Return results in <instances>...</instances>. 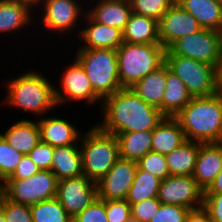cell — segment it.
<instances>
[{"mask_svg":"<svg viewBox=\"0 0 222 222\" xmlns=\"http://www.w3.org/2000/svg\"><path fill=\"white\" fill-rule=\"evenodd\" d=\"M32 10V6L22 1L0 0V33L24 28L32 19Z\"/></svg>","mask_w":222,"mask_h":222,"instance_id":"obj_28","label":"cell"},{"mask_svg":"<svg viewBox=\"0 0 222 222\" xmlns=\"http://www.w3.org/2000/svg\"><path fill=\"white\" fill-rule=\"evenodd\" d=\"M51 171L58 181L83 175L79 144L54 147Z\"/></svg>","mask_w":222,"mask_h":222,"instance_id":"obj_23","label":"cell"},{"mask_svg":"<svg viewBox=\"0 0 222 222\" xmlns=\"http://www.w3.org/2000/svg\"><path fill=\"white\" fill-rule=\"evenodd\" d=\"M72 222H108L105 200L97 197L84 211L76 215Z\"/></svg>","mask_w":222,"mask_h":222,"instance_id":"obj_39","label":"cell"},{"mask_svg":"<svg viewBox=\"0 0 222 222\" xmlns=\"http://www.w3.org/2000/svg\"><path fill=\"white\" fill-rule=\"evenodd\" d=\"M86 16L88 19L89 27L81 29L78 35L84 45H80V48L87 49H115L123 43V33L118 28L107 26L102 23L94 21L89 15Z\"/></svg>","mask_w":222,"mask_h":222,"instance_id":"obj_17","label":"cell"},{"mask_svg":"<svg viewBox=\"0 0 222 222\" xmlns=\"http://www.w3.org/2000/svg\"><path fill=\"white\" fill-rule=\"evenodd\" d=\"M78 0H40L39 6L41 5L43 12L44 28L47 30H54L66 33L69 30L74 29L77 26L78 19L82 16L84 8L79 4ZM43 3V5H42ZM82 11V12H81ZM81 14V15H80Z\"/></svg>","mask_w":222,"mask_h":222,"instance_id":"obj_15","label":"cell"},{"mask_svg":"<svg viewBox=\"0 0 222 222\" xmlns=\"http://www.w3.org/2000/svg\"><path fill=\"white\" fill-rule=\"evenodd\" d=\"M137 162L119 158L114 166L96 183L101 200H125L133 184Z\"/></svg>","mask_w":222,"mask_h":222,"instance_id":"obj_12","label":"cell"},{"mask_svg":"<svg viewBox=\"0 0 222 222\" xmlns=\"http://www.w3.org/2000/svg\"><path fill=\"white\" fill-rule=\"evenodd\" d=\"M58 180L51 170H39L28 179H7V198L21 204L34 205L56 198Z\"/></svg>","mask_w":222,"mask_h":222,"instance_id":"obj_9","label":"cell"},{"mask_svg":"<svg viewBox=\"0 0 222 222\" xmlns=\"http://www.w3.org/2000/svg\"><path fill=\"white\" fill-rule=\"evenodd\" d=\"M165 64L192 97L211 96L220 91L219 71L212 65L178 55H165Z\"/></svg>","mask_w":222,"mask_h":222,"instance_id":"obj_7","label":"cell"},{"mask_svg":"<svg viewBox=\"0 0 222 222\" xmlns=\"http://www.w3.org/2000/svg\"><path fill=\"white\" fill-rule=\"evenodd\" d=\"M116 51L122 88H131L165 63L166 49L161 44H133L123 41Z\"/></svg>","mask_w":222,"mask_h":222,"instance_id":"obj_4","label":"cell"},{"mask_svg":"<svg viewBox=\"0 0 222 222\" xmlns=\"http://www.w3.org/2000/svg\"><path fill=\"white\" fill-rule=\"evenodd\" d=\"M80 138L83 175L97 183L120 158L117 137L94 125Z\"/></svg>","mask_w":222,"mask_h":222,"instance_id":"obj_5","label":"cell"},{"mask_svg":"<svg viewBox=\"0 0 222 222\" xmlns=\"http://www.w3.org/2000/svg\"><path fill=\"white\" fill-rule=\"evenodd\" d=\"M176 0H130L132 12L159 21Z\"/></svg>","mask_w":222,"mask_h":222,"instance_id":"obj_33","label":"cell"},{"mask_svg":"<svg viewBox=\"0 0 222 222\" xmlns=\"http://www.w3.org/2000/svg\"><path fill=\"white\" fill-rule=\"evenodd\" d=\"M53 152V146L40 141L27 156L40 170H51Z\"/></svg>","mask_w":222,"mask_h":222,"instance_id":"obj_40","label":"cell"},{"mask_svg":"<svg viewBox=\"0 0 222 222\" xmlns=\"http://www.w3.org/2000/svg\"><path fill=\"white\" fill-rule=\"evenodd\" d=\"M123 41L133 44H160L158 21L133 13L126 23Z\"/></svg>","mask_w":222,"mask_h":222,"instance_id":"obj_22","label":"cell"},{"mask_svg":"<svg viewBox=\"0 0 222 222\" xmlns=\"http://www.w3.org/2000/svg\"><path fill=\"white\" fill-rule=\"evenodd\" d=\"M203 29L222 32V7L217 0H176Z\"/></svg>","mask_w":222,"mask_h":222,"instance_id":"obj_24","label":"cell"},{"mask_svg":"<svg viewBox=\"0 0 222 222\" xmlns=\"http://www.w3.org/2000/svg\"><path fill=\"white\" fill-rule=\"evenodd\" d=\"M219 90L222 91V65L219 70Z\"/></svg>","mask_w":222,"mask_h":222,"instance_id":"obj_47","label":"cell"},{"mask_svg":"<svg viewBox=\"0 0 222 222\" xmlns=\"http://www.w3.org/2000/svg\"><path fill=\"white\" fill-rule=\"evenodd\" d=\"M160 182V179L138 167L126 200L131 205L146 199L158 197Z\"/></svg>","mask_w":222,"mask_h":222,"instance_id":"obj_30","label":"cell"},{"mask_svg":"<svg viewBox=\"0 0 222 222\" xmlns=\"http://www.w3.org/2000/svg\"><path fill=\"white\" fill-rule=\"evenodd\" d=\"M185 84L171 72L166 65V85L162 98V113L168 117L176 116L191 100Z\"/></svg>","mask_w":222,"mask_h":222,"instance_id":"obj_25","label":"cell"},{"mask_svg":"<svg viewBox=\"0 0 222 222\" xmlns=\"http://www.w3.org/2000/svg\"><path fill=\"white\" fill-rule=\"evenodd\" d=\"M184 131L175 117L165 118L152 131V151L163 155L186 142Z\"/></svg>","mask_w":222,"mask_h":222,"instance_id":"obj_20","label":"cell"},{"mask_svg":"<svg viewBox=\"0 0 222 222\" xmlns=\"http://www.w3.org/2000/svg\"><path fill=\"white\" fill-rule=\"evenodd\" d=\"M108 222H132L131 205L125 200H105Z\"/></svg>","mask_w":222,"mask_h":222,"instance_id":"obj_37","label":"cell"},{"mask_svg":"<svg viewBox=\"0 0 222 222\" xmlns=\"http://www.w3.org/2000/svg\"><path fill=\"white\" fill-rule=\"evenodd\" d=\"M101 130L114 135L128 132L153 131L165 118L157 107L146 103L132 88H121L102 103Z\"/></svg>","mask_w":222,"mask_h":222,"instance_id":"obj_1","label":"cell"},{"mask_svg":"<svg viewBox=\"0 0 222 222\" xmlns=\"http://www.w3.org/2000/svg\"><path fill=\"white\" fill-rule=\"evenodd\" d=\"M23 156L9 145L0 133V179L7 180L11 177Z\"/></svg>","mask_w":222,"mask_h":222,"instance_id":"obj_32","label":"cell"},{"mask_svg":"<svg viewBox=\"0 0 222 222\" xmlns=\"http://www.w3.org/2000/svg\"><path fill=\"white\" fill-rule=\"evenodd\" d=\"M161 204L157 197L131 204L132 222H150Z\"/></svg>","mask_w":222,"mask_h":222,"instance_id":"obj_35","label":"cell"},{"mask_svg":"<svg viewBox=\"0 0 222 222\" xmlns=\"http://www.w3.org/2000/svg\"><path fill=\"white\" fill-rule=\"evenodd\" d=\"M165 55L192 58L214 66L218 71L222 65V32L201 29L176 40Z\"/></svg>","mask_w":222,"mask_h":222,"instance_id":"obj_8","label":"cell"},{"mask_svg":"<svg viewBox=\"0 0 222 222\" xmlns=\"http://www.w3.org/2000/svg\"><path fill=\"white\" fill-rule=\"evenodd\" d=\"M186 140L201 143L222 142V91L206 97H192L174 116Z\"/></svg>","mask_w":222,"mask_h":222,"instance_id":"obj_2","label":"cell"},{"mask_svg":"<svg viewBox=\"0 0 222 222\" xmlns=\"http://www.w3.org/2000/svg\"><path fill=\"white\" fill-rule=\"evenodd\" d=\"M204 193H222V170Z\"/></svg>","mask_w":222,"mask_h":222,"instance_id":"obj_44","label":"cell"},{"mask_svg":"<svg viewBox=\"0 0 222 222\" xmlns=\"http://www.w3.org/2000/svg\"><path fill=\"white\" fill-rule=\"evenodd\" d=\"M190 209L172 204H161L150 222H185Z\"/></svg>","mask_w":222,"mask_h":222,"instance_id":"obj_38","label":"cell"},{"mask_svg":"<svg viewBox=\"0 0 222 222\" xmlns=\"http://www.w3.org/2000/svg\"><path fill=\"white\" fill-rule=\"evenodd\" d=\"M3 134V138L15 150L27 155L41 141L38 121L22 119L11 125Z\"/></svg>","mask_w":222,"mask_h":222,"instance_id":"obj_21","label":"cell"},{"mask_svg":"<svg viewBox=\"0 0 222 222\" xmlns=\"http://www.w3.org/2000/svg\"><path fill=\"white\" fill-rule=\"evenodd\" d=\"M201 144L187 140L165 155L170 176H192Z\"/></svg>","mask_w":222,"mask_h":222,"instance_id":"obj_27","label":"cell"},{"mask_svg":"<svg viewBox=\"0 0 222 222\" xmlns=\"http://www.w3.org/2000/svg\"><path fill=\"white\" fill-rule=\"evenodd\" d=\"M0 222H6L2 208L0 209Z\"/></svg>","mask_w":222,"mask_h":222,"instance_id":"obj_48","label":"cell"},{"mask_svg":"<svg viewBox=\"0 0 222 222\" xmlns=\"http://www.w3.org/2000/svg\"><path fill=\"white\" fill-rule=\"evenodd\" d=\"M41 141L53 147L76 144L82 135L69 121L57 117L38 119Z\"/></svg>","mask_w":222,"mask_h":222,"instance_id":"obj_18","label":"cell"},{"mask_svg":"<svg viewBox=\"0 0 222 222\" xmlns=\"http://www.w3.org/2000/svg\"><path fill=\"white\" fill-rule=\"evenodd\" d=\"M203 207L208 211L211 222H222V193H204Z\"/></svg>","mask_w":222,"mask_h":222,"instance_id":"obj_41","label":"cell"},{"mask_svg":"<svg viewBox=\"0 0 222 222\" xmlns=\"http://www.w3.org/2000/svg\"><path fill=\"white\" fill-rule=\"evenodd\" d=\"M39 170L40 169L37 167V165L34 164L27 155H24L21 158L15 172L8 179H28L36 174Z\"/></svg>","mask_w":222,"mask_h":222,"instance_id":"obj_42","label":"cell"},{"mask_svg":"<svg viewBox=\"0 0 222 222\" xmlns=\"http://www.w3.org/2000/svg\"><path fill=\"white\" fill-rule=\"evenodd\" d=\"M115 136L120 158L138 162L152 151V131L120 133Z\"/></svg>","mask_w":222,"mask_h":222,"instance_id":"obj_29","label":"cell"},{"mask_svg":"<svg viewBox=\"0 0 222 222\" xmlns=\"http://www.w3.org/2000/svg\"><path fill=\"white\" fill-rule=\"evenodd\" d=\"M162 204H172L188 209L203 206L204 191L193 176H168L160 182L158 197Z\"/></svg>","mask_w":222,"mask_h":222,"instance_id":"obj_11","label":"cell"},{"mask_svg":"<svg viewBox=\"0 0 222 222\" xmlns=\"http://www.w3.org/2000/svg\"><path fill=\"white\" fill-rule=\"evenodd\" d=\"M62 92L55 88V100L57 106L68 101H86L87 104H94L101 100L94 94L87 73L81 64L75 59L72 65L68 66L61 77Z\"/></svg>","mask_w":222,"mask_h":222,"instance_id":"obj_14","label":"cell"},{"mask_svg":"<svg viewBox=\"0 0 222 222\" xmlns=\"http://www.w3.org/2000/svg\"><path fill=\"white\" fill-rule=\"evenodd\" d=\"M30 211L33 222H72L56 198L31 205Z\"/></svg>","mask_w":222,"mask_h":222,"instance_id":"obj_31","label":"cell"},{"mask_svg":"<svg viewBox=\"0 0 222 222\" xmlns=\"http://www.w3.org/2000/svg\"><path fill=\"white\" fill-rule=\"evenodd\" d=\"M166 85V64L144 76L131 88L146 103L157 107L162 112V98Z\"/></svg>","mask_w":222,"mask_h":222,"instance_id":"obj_26","label":"cell"},{"mask_svg":"<svg viewBox=\"0 0 222 222\" xmlns=\"http://www.w3.org/2000/svg\"><path fill=\"white\" fill-rule=\"evenodd\" d=\"M87 13L94 21L118 28L123 32L132 14V7L130 0H98L93 9L87 10Z\"/></svg>","mask_w":222,"mask_h":222,"instance_id":"obj_19","label":"cell"},{"mask_svg":"<svg viewBox=\"0 0 222 222\" xmlns=\"http://www.w3.org/2000/svg\"><path fill=\"white\" fill-rule=\"evenodd\" d=\"M6 197V180L0 179V209L3 206Z\"/></svg>","mask_w":222,"mask_h":222,"instance_id":"obj_45","label":"cell"},{"mask_svg":"<svg viewBox=\"0 0 222 222\" xmlns=\"http://www.w3.org/2000/svg\"><path fill=\"white\" fill-rule=\"evenodd\" d=\"M1 208L6 222H33L30 205L17 203L6 197Z\"/></svg>","mask_w":222,"mask_h":222,"instance_id":"obj_36","label":"cell"},{"mask_svg":"<svg viewBox=\"0 0 222 222\" xmlns=\"http://www.w3.org/2000/svg\"><path fill=\"white\" fill-rule=\"evenodd\" d=\"M222 170V142L202 143L197 155L193 178L205 192Z\"/></svg>","mask_w":222,"mask_h":222,"instance_id":"obj_16","label":"cell"},{"mask_svg":"<svg viewBox=\"0 0 222 222\" xmlns=\"http://www.w3.org/2000/svg\"><path fill=\"white\" fill-rule=\"evenodd\" d=\"M97 184L85 175L58 181L56 199L73 219L96 198Z\"/></svg>","mask_w":222,"mask_h":222,"instance_id":"obj_10","label":"cell"},{"mask_svg":"<svg viewBox=\"0 0 222 222\" xmlns=\"http://www.w3.org/2000/svg\"><path fill=\"white\" fill-rule=\"evenodd\" d=\"M160 44L167 50L176 40L200 31L196 18L175 2L158 21Z\"/></svg>","mask_w":222,"mask_h":222,"instance_id":"obj_13","label":"cell"},{"mask_svg":"<svg viewBox=\"0 0 222 222\" xmlns=\"http://www.w3.org/2000/svg\"><path fill=\"white\" fill-rule=\"evenodd\" d=\"M6 84L8 94L4 103L8 106L18 107L24 112L39 116L57 107L55 85L39 72H25Z\"/></svg>","mask_w":222,"mask_h":222,"instance_id":"obj_3","label":"cell"},{"mask_svg":"<svg viewBox=\"0 0 222 222\" xmlns=\"http://www.w3.org/2000/svg\"><path fill=\"white\" fill-rule=\"evenodd\" d=\"M14 1H22L29 4L32 7H36L37 5H39L40 2V0H14Z\"/></svg>","mask_w":222,"mask_h":222,"instance_id":"obj_46","label":"cell"},{"mask_svg":"<svg viewBox=\"0 0 222 222\" xmlns=\"http://www.w3.org/2000/svg\"><path fill=\"white\" fill-rule=\"evenodd\" d=\"M75 59L87 73L94 94L101 102L122 88L115 49L78 48Z\"/></svg>","mask_w":222,"mask_h":222,"instance_id":"obj_6","label":"cell"},{"mask_svg":"<svg viewBox=\"0 0 222 222\" xmlns=\"http://www.w3.org/2000/svg\"><path fill=\"white\" fill-rule=\"evenodd\" d=\"M137 165L141 170L154 175L161 181L170 176L166 157L163 154L150 151L137 162Z\"/></svg>","mask_w":222,"mask_h":222,"instance_id":"obj_34","label":"cell"},{"mask_svg":"<svg viewBox=\"0 0 222 222\" xmlns=\"http://www.w3.org/2000/svg\"><path fill=\"white\" fill-rule=\"evenodd\" d=\"M185 222H211L208 211L202 206L197 209H191L185 219Z\"/></svg>","mask_w":222,"mask_h":222,"instance_id":"obj_43","label":"cell"},{"mask_svg":"<svg viewBox=\"0 0 222 222\" xmlns=\"http://www.w3.org/2000/svg\"><path fill=\"white\" fill-rule=\"evenodd\" d=\"M218 1V3L221 5V7H222V0H217Z\"/></svg>","mask_w":222,"mask_h":222,"instance_id":"obj_49","label":"cell"}]
</instances>
